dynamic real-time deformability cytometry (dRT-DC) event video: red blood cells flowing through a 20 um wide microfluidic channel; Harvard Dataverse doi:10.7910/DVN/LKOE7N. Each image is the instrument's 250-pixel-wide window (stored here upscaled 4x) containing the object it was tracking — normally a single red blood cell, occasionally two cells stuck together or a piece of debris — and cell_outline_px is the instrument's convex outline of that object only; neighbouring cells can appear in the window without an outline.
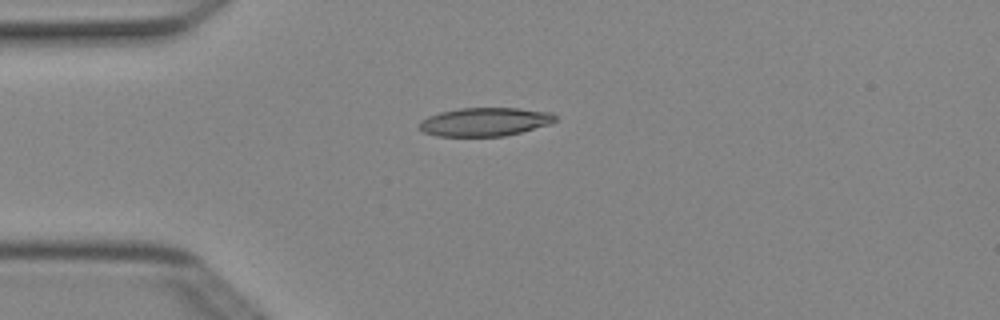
{"species": "Egyptian fruit bat (a non-hibernating species)", "species_latin": "Rousettus aegyptiacus", "temperature_condition": "cold", "stored_images_in_passage": 4, "camera_frame_rate_fps": 3000, "um_per_image_px": 0.085, "animal": {"sex": "female"}, "frame": {"image": 1, "passage_image": 4, "time_ms": 1.0, "image_size_px": [1000, 320], "cell_outline_px": [[556, 120], [552, 124], [504, 136], [436, 136], [424, 132], [420, 128], [420, 120], [428, 116], [440, 112], [460, 108], [520, 108], [552, 112], [556, 116]], "centroid_in_image_um": [41.24, 10.35], "position_along_channel_um": 43.8, "area_um2": 22.66}}